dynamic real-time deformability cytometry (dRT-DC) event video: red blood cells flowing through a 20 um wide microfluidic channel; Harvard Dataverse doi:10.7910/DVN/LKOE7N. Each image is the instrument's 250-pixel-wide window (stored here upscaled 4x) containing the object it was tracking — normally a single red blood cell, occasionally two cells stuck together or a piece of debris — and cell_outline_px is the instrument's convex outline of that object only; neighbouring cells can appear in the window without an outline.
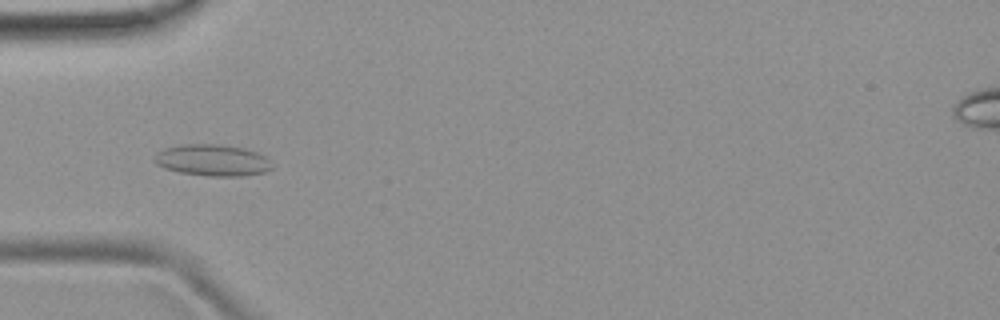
{"species": "common noctule bat (a hibernating species)", "species_latin": "Nyctalus noctula", "temperature_condition": "room temperature", "stored_images_in_passage": 48, "camera_frame_rate_fps": 3000, "um_per_image_px": 0.085, "animal": {"sex": "female", "body_mass_g": 19.9}, "frame": {"image": 1, "passage_image": 13, "time_ms": 4.0, "image_size_px": [1000, 320], "cell_outline_px": [[272, 168], [264, 172], [244, 176], [208, 176], [180, 172], [164, 168], [156, 164], [156, 152], [164, 148], [184, 144], [216, 144], [244, 148], [256, 152], [264, 156], [268, 160]], "centroid_in_image_um": [18.04, 13.62], "position_along_channel_um": 67.0, "area_um2": 21.39}}
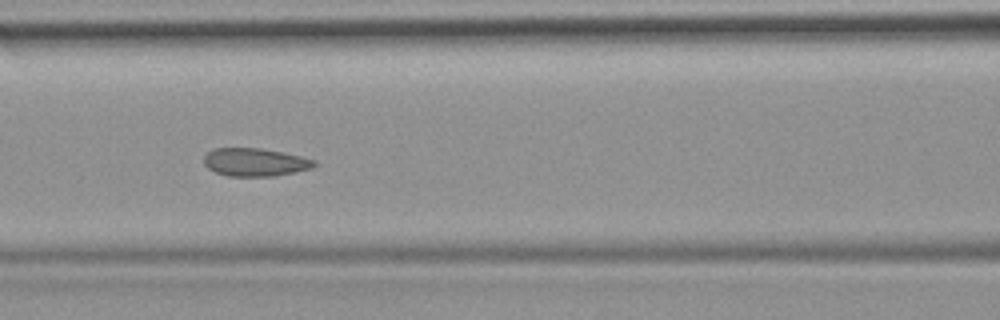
{"frame": {"image": 2, "passage_image": 19, "time_ms": 6.0, "image_size_px": [1000, 320], "cell_outline_px": [[316, 164], [312, 168], [296, 172], [276, 176], [228, 176], [216, 172], [208, 168], [204, 164], [204, 156], [212, 148], [260, 148], [284, 152], [316, 160]], "centroid_in_image_um": [21.69, 13.78], "position_along_channel_um": 144.9, "area_um2": 18.15}}
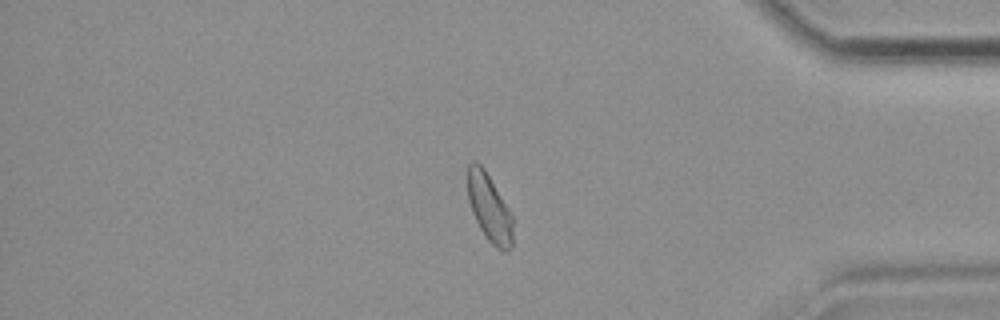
{"frame": {"image": 3, "passage_image": 40, "time_ms": 13.0, "image_size_px": [1000, 320], "cell_outline_px": [[516, 220], [512, 248], [504, 252], [496, 248], [488, 240], [480, 228], [472, 212], [468, 200], [468, 164], [472, 160], [476, 160], [484, 168]], "centroid_in_image_um": [41.65, 17.71], "position_along_channel_um": 393.6, "area_um2": 18.32}, "authors_computed_cell_mechanics": {"area_um2": 18.496, "velocity_mm_per_s": 3.9224, "shape_relaxation_time_tau1_ms": null, "shape_relaxation_time_tau2_ms": 1.3311, "deformation_change_tau1": null, "deformation_change_tau2": 0.0541}}